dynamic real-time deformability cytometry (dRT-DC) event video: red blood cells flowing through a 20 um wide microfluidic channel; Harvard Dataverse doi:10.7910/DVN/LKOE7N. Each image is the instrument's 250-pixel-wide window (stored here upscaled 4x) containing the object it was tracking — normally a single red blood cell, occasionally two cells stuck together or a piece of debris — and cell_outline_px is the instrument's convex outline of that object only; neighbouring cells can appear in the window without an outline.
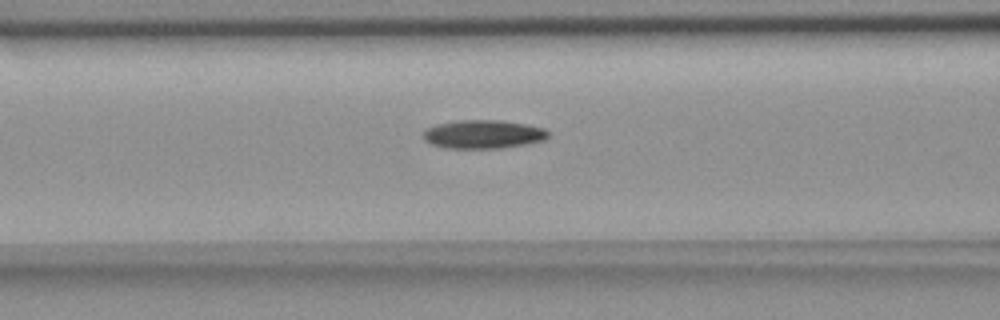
{"species": "common noctule bat (a hibernating species)", "species_latin": "Nyctalus noctula", "temperature_condition": "room temperature", "stored_images_in_passage": 15, "camera_frame_rate_fps": 3000, "um_per_image_px": 0.085, "animal": {"sex": "female", "body_mass_g": 18.4}, "frame": {"image": 1, "passage_image": 13, "time_ms": 4.0, "image_size_px": [1000, 320], "cell_outline_px": [[548, 136], [544, 140], [524, 144], [500, 148], [444, 148], [432, 144], [424, 140], [424, 128], [436, 124], [460, 120], [500, 120], [528, 124], [544, 128], [548, 132]], "centroid_in_image_um": [41.05, 11.4], "position_along_channel_um": 125.5, "area_um2": 20.81}}